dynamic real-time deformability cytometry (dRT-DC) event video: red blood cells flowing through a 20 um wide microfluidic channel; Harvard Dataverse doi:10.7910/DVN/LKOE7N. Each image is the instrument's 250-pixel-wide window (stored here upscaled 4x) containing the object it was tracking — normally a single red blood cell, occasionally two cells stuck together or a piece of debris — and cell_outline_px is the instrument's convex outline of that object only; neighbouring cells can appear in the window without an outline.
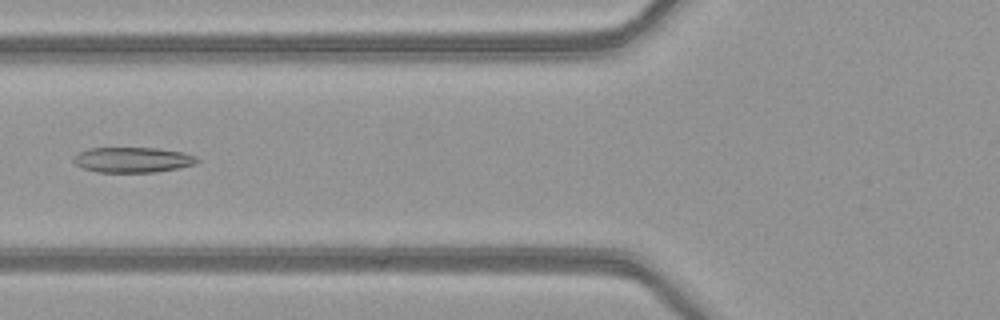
{"species": "common noctule bat (a hibernating species)", "species_latin": "Nyctalus noctula", "temperature_condition": "warm", "stored_images_in_passage": 6, "camera_frame_rate_fps": 3000, "um_per_image_px": 0.085, "animal": {"sex": "female", "body_mass_g": 21.9}, "frame": {"image": 1, "passage_image": 5, "time_ms": 1.333, "image_size_px": [1000, 320], "cell_outline_px": [[200, 160], [196, 164], [180, 168], [156, 172], [96, 172], [84, 168], [76, 164], [72, 160], [80, 152], [88, 148], [156, 148], [180, 152], [196, 156]], "centroid_in_image_um": [11.31, 13.59], "position_along_channel_um": 114.5, "area_um2": 18.15}}
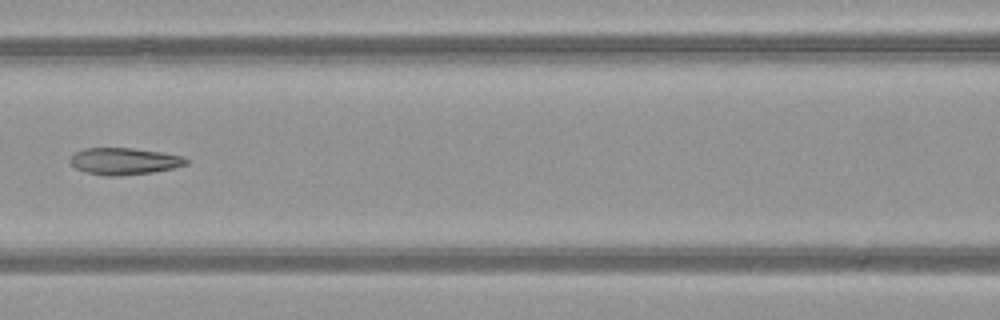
{"frame": {"image": 2, "passage_image": 6, "time_ms": 1.667, "image_size_px": [1000, 320], "cell_outline_px": [[188, 164], [176, 168], [152, 172], [120, 176], [108, 176], [84, 172], [76, 168], [68, 160], [76, 152], [84, 148], [132, 148], [160, 152], [180, 156], [188, 160]], "centroid_in_image_um": [10.55, 13.71], "position_along_channel_um": 156.1, "area_um2": 18.09}}